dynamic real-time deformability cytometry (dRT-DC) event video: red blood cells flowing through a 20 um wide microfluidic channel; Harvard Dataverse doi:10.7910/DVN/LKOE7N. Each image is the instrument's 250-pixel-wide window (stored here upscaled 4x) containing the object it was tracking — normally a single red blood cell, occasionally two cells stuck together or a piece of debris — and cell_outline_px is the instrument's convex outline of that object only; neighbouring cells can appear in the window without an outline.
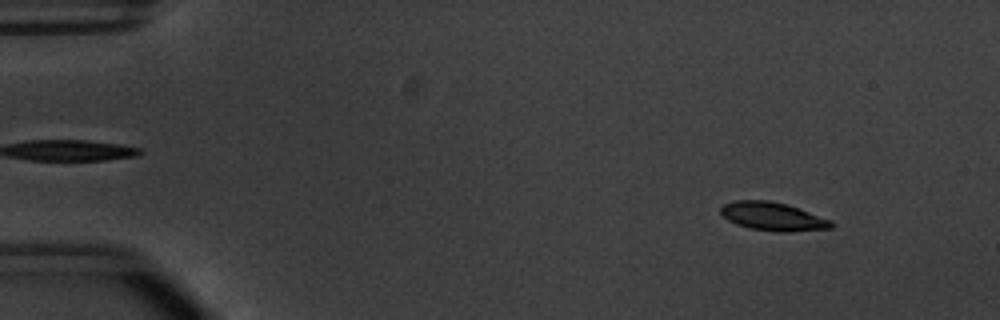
{"species": "common noctule bat (a hibernating species)", "species_latin": "Nyctalus noctula", "temperature_condition": "warm", "stored_images_in_passage": 54, "camera_frame_rate_fps": 3000, "um_per_image_px": 0.085, "animal": {"sex": "male", "body_mass_g": 20.1, "forearm_length_mm": 53.5}, "frame": {"image": 1, "passage_image": 6, "time_ms": 1.667, "image_size_px": [1000, 320], "cell_outline_px": [[836, 224], [832, 228], [788, 232], [780, 232], [752, 228], [736, 224], [728, 220], [720, 212], [720, 208], [724, 204], [736, 200], [768, 200], [784, 204], [832, 220]], "centroid_in_image_um": [65.7, 18.4], "position_along_channel_um": 19.3, "area_um2": 18.03}}
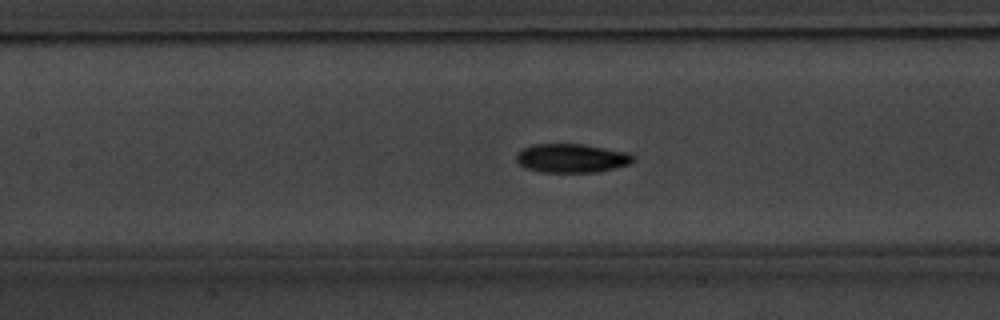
{"frame": {"image": 2, "passage_image": 25, "time_ms": 8.0, "image_size_px": [1000, 320], "cell_outline_px": [[636, 156], [628, 164], [600, 172], [540, 172], [528, 168], [520, 164], [516, 160], [516, 152], [532, 144], [584, 144], [628, 152]], "centroid_in_image_um": [48.59, 13.44], "position_along_channel_um": 158.8, "area_um2": 19.65}}
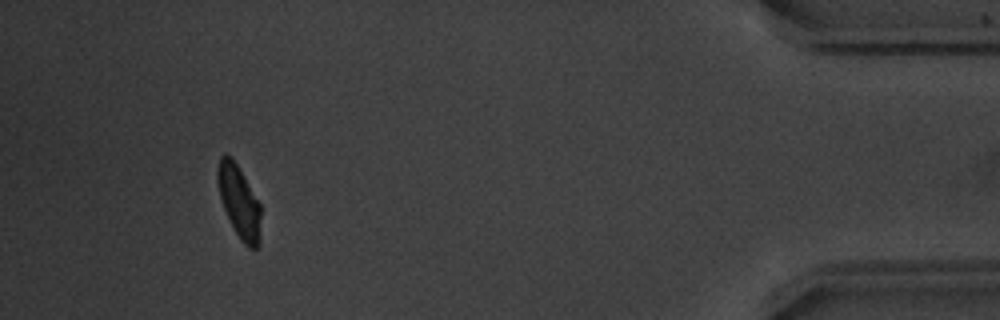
{"frame": {"image": 3, "passage_image": 50, "time_ms": 16.333, "image_size_px": [1000, 320], "cell_outline_px": [[260, 244], [256, 248], [248, 248], [240, 240], [224, 208], [220, 196], [216, 180], [216, 168], [220, 156], [224, 152], [232, 156], [244, 176], [260, 204]], "centroid_in_image_um": [20.3, 17.09], "position_along_channel_um": 414.9, "area_um2": 18.32}, "authors_computed_cell_mechanics": {"area_um2": 18.8428, "velocity_mm_per_s": 3.7958, "shape_relaxation_time_tau1_ms": 2.2304, "shape_relaxation_time_tau2_ms": 5.3587, "deformation_change_tau1": 0.1494, "deformation_change_tau2": 0.0724}}